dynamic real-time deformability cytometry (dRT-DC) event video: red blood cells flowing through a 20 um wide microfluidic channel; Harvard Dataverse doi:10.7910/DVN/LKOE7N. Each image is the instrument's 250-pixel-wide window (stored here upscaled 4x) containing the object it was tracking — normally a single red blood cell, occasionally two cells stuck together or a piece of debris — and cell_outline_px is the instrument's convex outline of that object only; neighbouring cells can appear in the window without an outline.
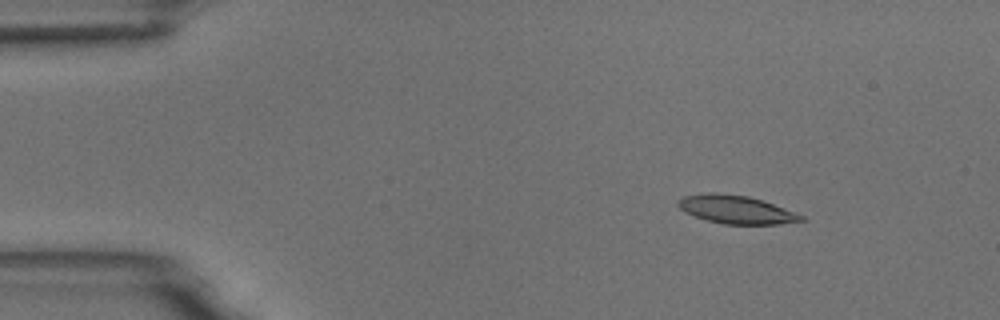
{"species": "common noctule bat (a hibernating species)", "species_latin": "Nyctalus noctula", "temperature_condition": "room temperature", "stored_images_in_passage": 3, "camera_frame_rate_fps": 3000, "um_per_image_px": 0.085, "animal": {"sex": "male", "body_mass_g": 18.8}, "frame": {"image": 1, "passage_image": 1, "time_ms": 0.0, "image_size_px": [1000, 320], "cell_outline_px": [[804, 220], [780, 224], [724, 224], [708, 220], [684, 212], [676, 204], [684, 196], [708, 192], [712, 192], [748, 196], [772, 204], [804, 216]], "centroid_in_image_um": [62.54, 17.81], "position_along_channel_um": 22.5, "area_um2": 19.83}}